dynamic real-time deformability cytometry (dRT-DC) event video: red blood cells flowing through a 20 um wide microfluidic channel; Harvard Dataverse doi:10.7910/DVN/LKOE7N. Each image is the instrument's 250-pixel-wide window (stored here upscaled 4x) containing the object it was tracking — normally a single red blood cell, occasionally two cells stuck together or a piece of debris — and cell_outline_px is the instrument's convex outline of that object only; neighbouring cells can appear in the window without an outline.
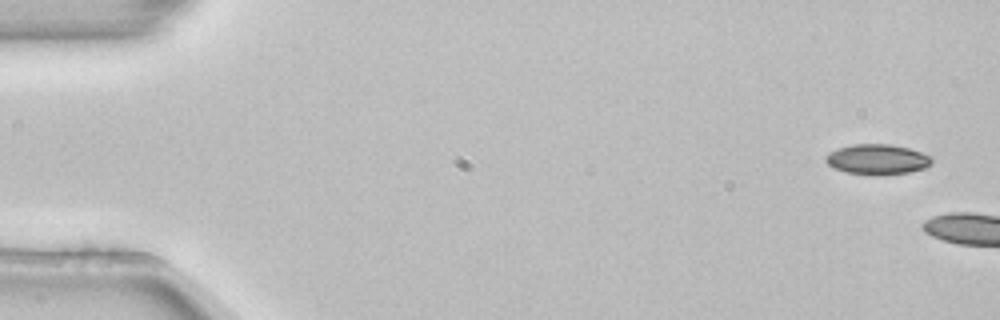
{"species": "common noctule bat (a hibernating species)", "species_latin": "Nyctalus noctula", "temperature_condition": "room temperature", "stored_images_in_passage": 3, "camera_frame_rate_fps": 3000, "um_per_image_px": 0.085, "animal": {"sex": "female", "body_mass_g": 22.7, "forearm_length_mm": 54.2}, "frame": {"image": 1, "passage_image": 1, "time_ms": 0.0, "image_size_px": [1000, 320], "cell_outline_px": [[932, 164], [924, 168], [908, 172], [876, 176], [872, 176], [844, 172], [828, 164], [824, 160], [824, 156], [840, 148], [852, 144], [892, 144], [908, 148], [932, 156]], "centroid_in_image_um": [74.58, 13.56], "position_along_channel_um": 10.4, "area_um2": 18.79}}